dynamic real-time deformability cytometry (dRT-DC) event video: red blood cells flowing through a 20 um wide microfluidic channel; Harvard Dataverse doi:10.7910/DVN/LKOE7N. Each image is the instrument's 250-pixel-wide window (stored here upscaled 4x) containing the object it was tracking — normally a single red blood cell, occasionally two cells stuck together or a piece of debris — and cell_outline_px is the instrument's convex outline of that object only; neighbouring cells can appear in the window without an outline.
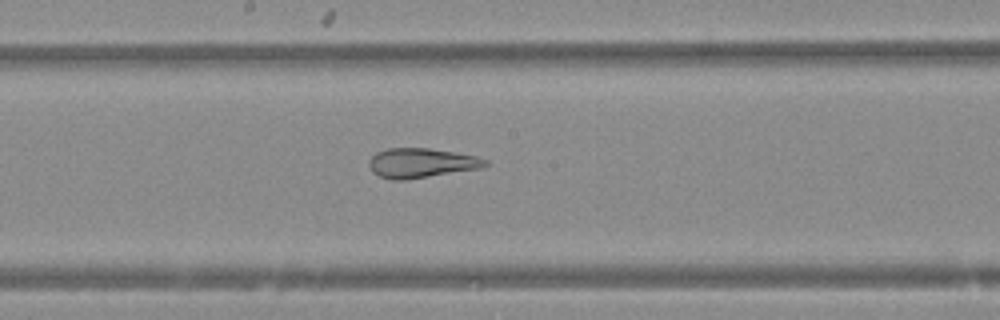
{"species": "Egyptian fruit bat (a non-hibernating species)", "species_latin": "Rousettus aegyptiacus", "temperature_condition": "warm", "stored_images_in_passage": 50, "camera_frame_rate_fps": 3000, "um_per_image_px": 0.085, "animal": {"sex": "female"}, "frame": {"image": 1, "passage_image": 27, "time_ms": 8.667, "image_size_px": [1000, 320], "cell_outline_px": [[488, 164], [480, 168], [404, 180], [392, 180], [380, 176], [372, 172], [368, 164], [368, 160], [376, 152], [388, 148], [428, 148], [476, 156], [488, 160]], "centroid_in_image_um": [35.76, 13.85], "position_along_channel_um": 212.4, "area_um2": 19.88}}
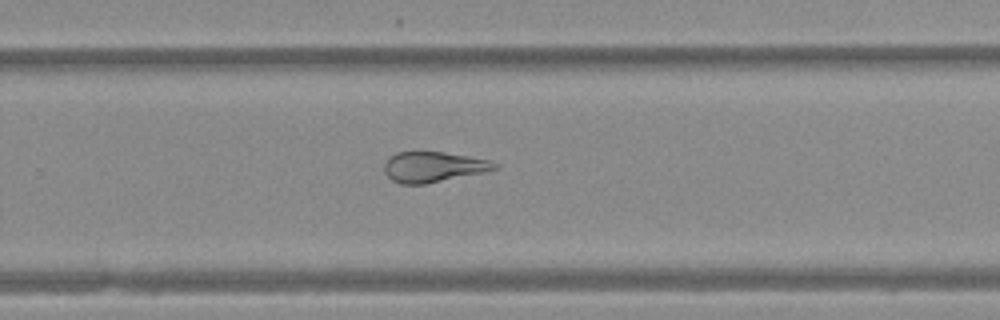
{"frame": {"image": 2, "passage_image": 33, "time_ms": 10.667, "image_size_px": [1000, 320], "cell_outline_px": [[500, 168], [484, 172], [424, 184], [400, 184], [392, 180], [384, 172], [384, 164], [396, 152], [444, 152], [492, 160], [500, 164]], "centroid_in_image_um": [36.88, 14.19], "position_along_channel_um": 292.9, "area_um2": 19.54}}
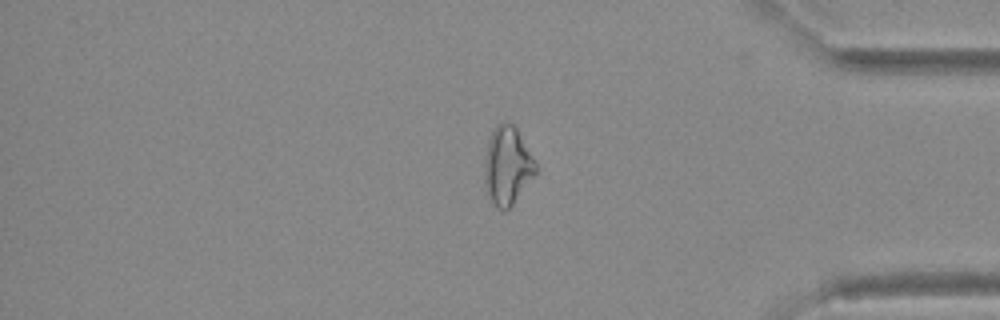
{"frame": {"image": 3, "passage_image": 42, "time_ms": 13.667, "image_size_px": [1000, 320], "cell_outline_px": [[536, 172], [512, 204], [508, 208], [496, 208], [488, 192], [484, 180], [484, 164], [488, 144], [492, 132], [496, 124], [508, 120], [516, 128], [536, 164]], "centroid_in_image_um": [43.1, 14.04], "position_along_channel_um": 392.1, "area_um2": 22.54}}